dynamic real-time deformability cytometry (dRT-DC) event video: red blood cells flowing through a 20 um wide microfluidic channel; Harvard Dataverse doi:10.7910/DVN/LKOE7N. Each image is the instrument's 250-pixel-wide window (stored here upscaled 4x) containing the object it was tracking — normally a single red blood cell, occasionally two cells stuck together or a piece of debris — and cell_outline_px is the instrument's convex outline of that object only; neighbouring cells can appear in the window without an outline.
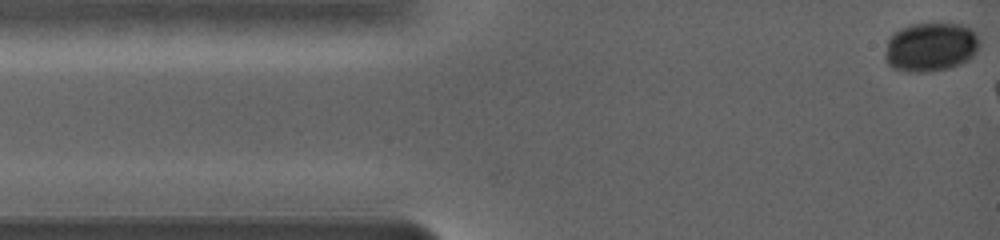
{"species": "common noctule bat (a hibernating species)", "species_latin": "Nyctalus noctula", "temperature_condition": "warm", "stored_images_in_passage": 42, "camera_frame_rate_fps": 5000, "um_per_image_px": 0.085, "animal": {"sex": "female", "body_mass_g": 19.0, "forearm_length_mm": 56.7}, "frame": {"image": 1, "passage_image": 1, "time_ms": 0.0, "image_size_px": [1000, 240], "cell_outline_px": [[980, 44], [976, 52], [968, 60], [960, 64], [948, 68], [928, 72], [908, 72], [892, 68], [888, 64], [884, 56], [884, 52], [888, 40], [892, 32], [908, 24], [960, 24], [968, 28], [980, 40]], "centroid_in_image_um": [79.06, 4.01], "position_along_channel_um": 5.9, "area_um2": 27.11}}
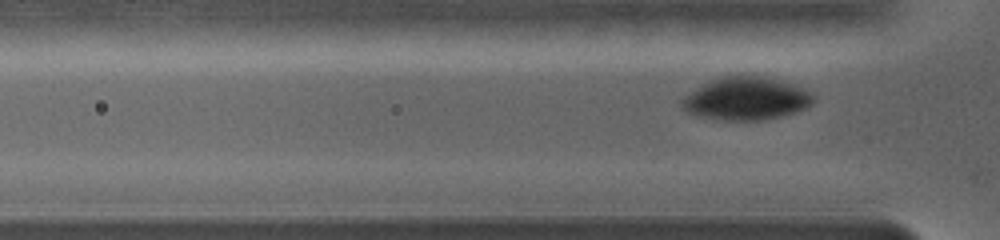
{"frame": {"image": 2, "passage_image": 27, "time_ms": 3.6, "image_size_px": [1000, 240], "cell_outline_px": [[812, 104], [804, 108], [780, 116], [760, 120], [724, 120], [704, 116], [688, 112], [684, 108], [680, 100], [684, 96], [700, 84], [724, 76], [760, 76], [780, 80], [796, 84], [812, 92]], "centroid_in_image_um": [63.42, 8.36], "position_along_channel_um": 62.4, "area_um2": 32.43}}
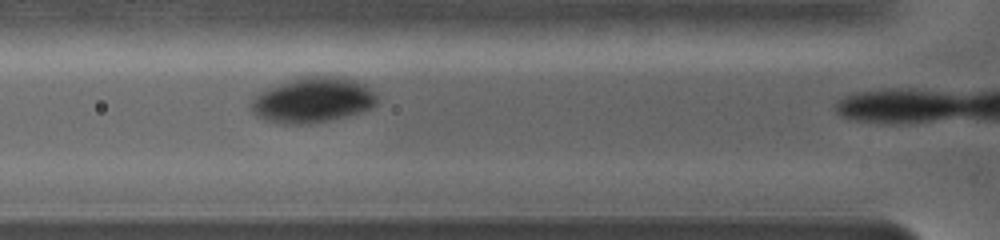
{"frame": {"image": 3, "passage_image": 34, "time_ms": 4.6, "image_size_px": [1000, 240], "cell_outline_px": [[376, 104], [360, 112], [328, 120], [308, 124], [280, 124], [264, 120], [256, 116], [252, 112], [252, 96], [268, 88], [304, 76], [336, 76], [352, 80], [364, 84], [372, 88], [376, 96]], "centroid_in_image_um": [26.55, 8.51], "position_along_channel_um": 99.2, "area_um2": 32.95}}